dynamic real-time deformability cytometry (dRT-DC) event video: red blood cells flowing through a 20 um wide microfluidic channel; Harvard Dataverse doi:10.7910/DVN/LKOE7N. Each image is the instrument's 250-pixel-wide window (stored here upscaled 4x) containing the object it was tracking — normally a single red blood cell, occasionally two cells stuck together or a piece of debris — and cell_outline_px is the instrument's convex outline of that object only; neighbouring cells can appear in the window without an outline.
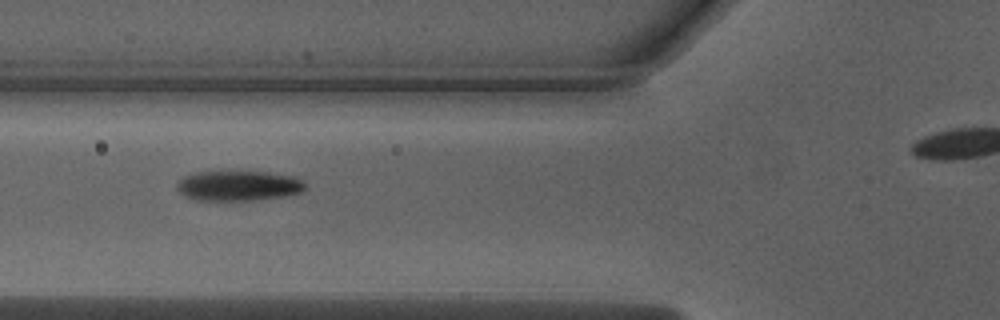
{"species": "Egyptian fruit bat (a non-hibernating species)", "species_latin": "Rousettus aegyptiacus", "temperature_condition": "warm", "stored_images_in_passage": 18, "camera_frame_rate_fps": 3000, "um_per_image_px": 0.085, "animal": {"sex": "male"}, "frame": {"image": 1, "passage_image": 3, "time_ms": 0.667, "image_size_px": [1000, 320], "cell_outline_px": [[304, 188], [300, 192], [284, 196], [252, 200], [196, 200], [180, 192], [176, 188], [176, 184], [184, 176], [196, 172], [268, 172], [296, 176], [304, 180]], "centroid_in_image_um": [20.29, 15.78], "position_along_channel_um": 105.5, "area_um2": 22.31}}
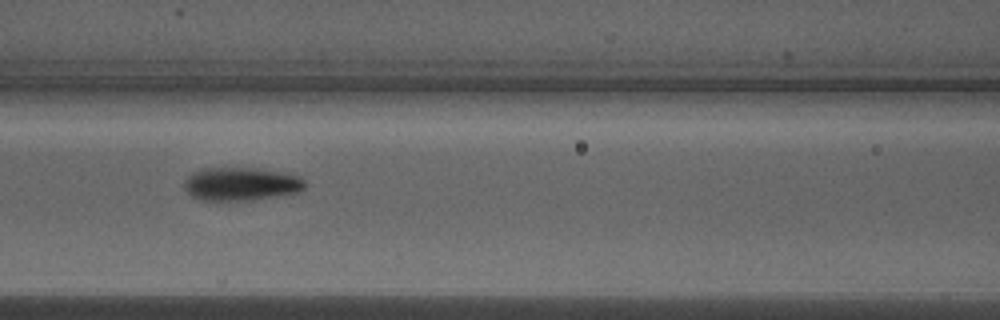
{"frame": {"image": 2, "passage_image": 6, "time_ms": 1.667, "image_size_px": [1000, 320], "cell_outline_px": [[308, 184], [300, 192], [252, 200], [200, 200], [192, 196], [184, 188], [184, 180], [192, 172], [204, 168], [256, 168], [280, 172], [300, 176]], "centroid_in_image_um": [20.5, 15.63], "position_along_channel_um": 146.1, "area_um2": 23.47}}